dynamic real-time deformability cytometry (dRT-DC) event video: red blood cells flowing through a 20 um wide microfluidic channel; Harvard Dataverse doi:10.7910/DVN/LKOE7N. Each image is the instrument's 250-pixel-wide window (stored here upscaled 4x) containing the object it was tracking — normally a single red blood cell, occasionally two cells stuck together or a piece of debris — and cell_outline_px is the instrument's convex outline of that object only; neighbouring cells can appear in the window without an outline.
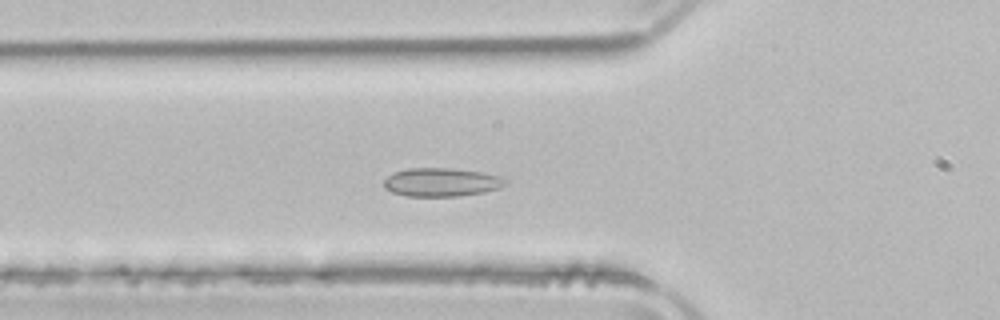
{"species": "common noctule bat (a hibernating species)", "species_latin": "Nyctalus noctula", "temperature_condition": "room temperature", "stored_images_in_passage": 49, "camera_frame_rate_fps": 3000, "um_per_image_px": 0.085, "animal": {"sex": "male", "body_mass_g": 21.5, "forearm_length_mm": 52.0}, "frame": {"image": 1, "passage_image": 15, "time_ms": 4.667, "image_size_px": [1000, 320], "cell_outline_px": [[508, 184], [500, 188], [484, 192], [460, 196], [404, 196], [392, 192], [384, 188], [384, 180], [392, 172], [408, 168], [452, 168], [480, 172], [500, 176], [508, 180]], "centroid_in_image_um": [37.53, 15.49], "position_along_channel_um": 88.3, "area_um2": 20.4}}
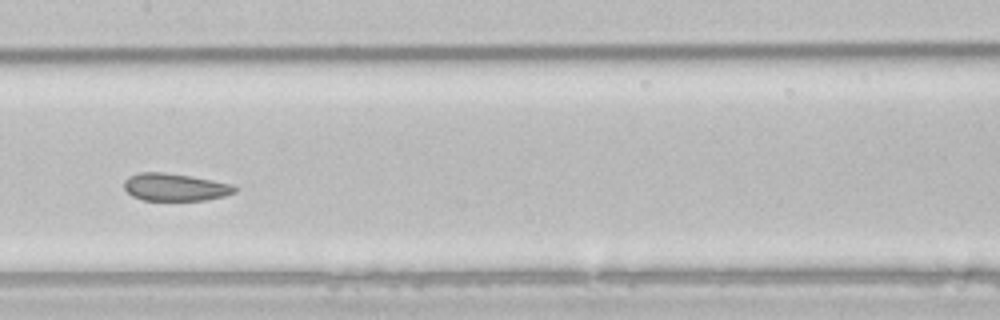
{"frame": {"image": 2, "passage_image": 23, "time_ms": 7.333, "image_size_px": [1000, 320], "cell_outline_px": [[236, 192], [224, 196], [204, 200], [144, 200], [132, 196], [124, 188], [124, 180], [128, 176], [140, 172], [164, 172], [192, 176], [232, 184], [236, 188]], "centroid_in_image_um": [14.86, 15.9], "position_along_channel_um": 192.5, "area_um2": 17.74}}
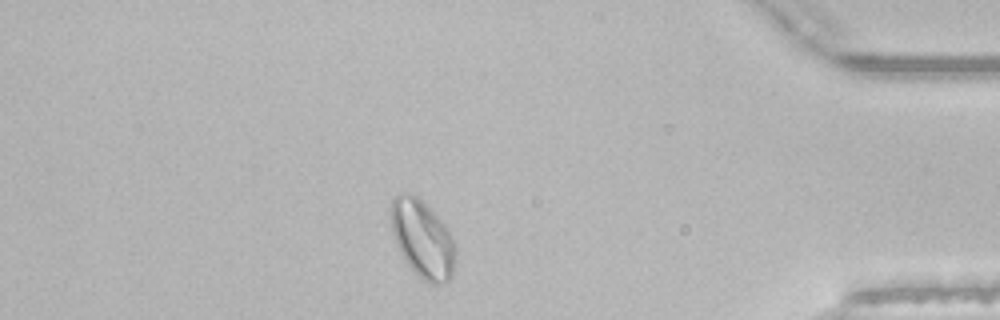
{"frame": {"image": 3, "passage_image": 42, "time_ms": 13.667, "image_size_px": [1000, 320], "cell_outline_px": [[456, 260], [452, 276], [448, 280], [440, 284], [432, 284], [424, 280], [408, 264], [400, 252], [396, 244], [392, 232], [388, 208], [392, 200], [400, 192], [408, 192], [416, 196], [444, 224], [452, 236], [456, 248]], "centroid_in_image_um": [35.9, 20.3], "position_along_channel_um": 399.3, "area_um2": 29.25}, "authors_computed_cell_mechanics": {"area_um2": 20.9236, "velocity_mm_per_s": 3.8909, "shape_relaxation_time_tau1_ms": 7.4253, "shape_relaxation_time_tau2_ms": 1.4822, "deformation_change_tau1": 0.1235, "deformation_change_tau2": 0.0508}}